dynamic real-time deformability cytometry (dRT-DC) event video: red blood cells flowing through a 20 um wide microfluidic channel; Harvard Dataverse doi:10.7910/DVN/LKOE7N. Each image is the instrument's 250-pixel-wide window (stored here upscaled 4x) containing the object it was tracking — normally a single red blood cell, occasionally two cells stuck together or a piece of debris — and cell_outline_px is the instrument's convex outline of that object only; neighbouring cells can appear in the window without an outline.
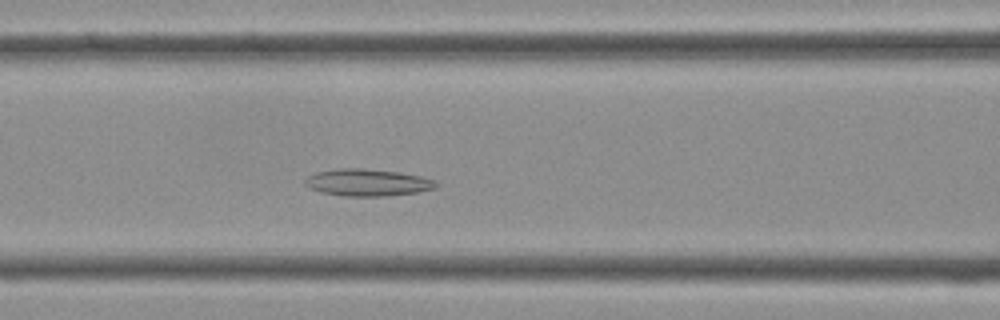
{"species": "Egyptian fruit bat (a non-hibernating species)", "species_latin": "Rousettus aegyptiacus", "temperature_condition": "cold", "stored_images_in_passage": 38, "camera_frame_rate_fps": 3000, "um_per_image_px": 0.085, "frame": {"image": 1, "passage_image": 14, "time_ms": 4.333, "image_size_px": [1000, 320], "cell_outline_px": [[440, 184], [436, 188], [416, 192], [384, 196], [344, 196], [320, 192], [308, 188], [304, 184], [304, 180], [308, 176], [316, 172], [336, 168], [364, 168], [396, 172], [420, 176], [436, 180]], "centroid_in_image_um": [31.21, 15.51], "position_along_channel_um": 135.4, "area_um2": 20.75}}
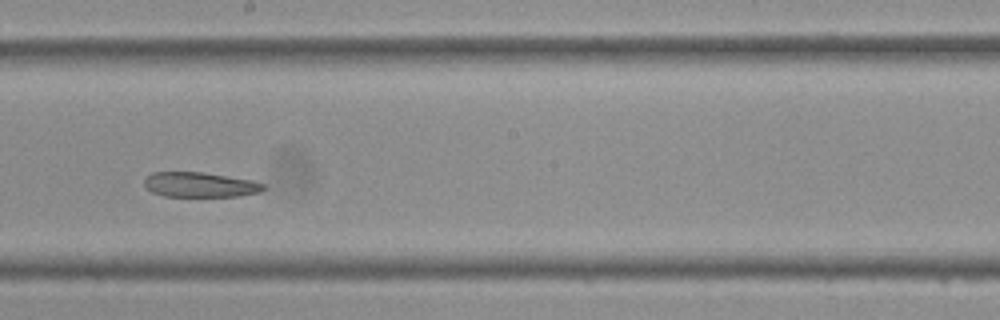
{"frame": {"image": 2, "passage_image": 20, "time_ms": 6.333, "image_size_px": [1000, 320], "cell_outline_px": [[264, 188], [260, 192], [240, 196], [164, 196], [152, 192], [144, 184], [144, 180], [152, 172], [204, 172], [252, 180], [264, 184]], "centroid_in_image_um": [17.0, 15.69], "position_along_channel_um": 231.2, "area_um2": 17.22}}
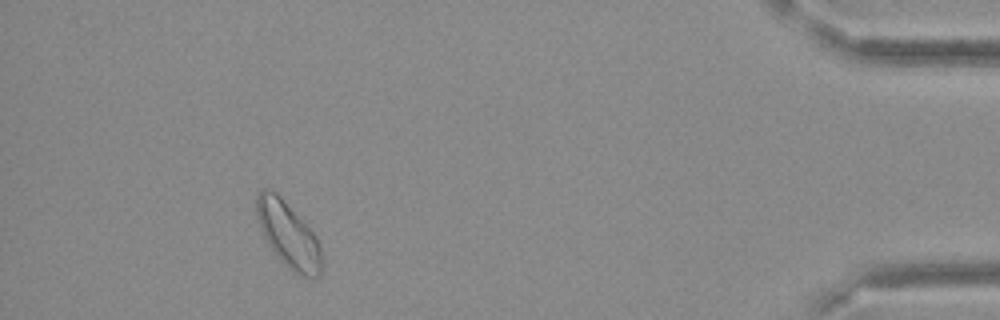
{"frame": {"image": 3, "passage_image": 35, "time_ms": 11.333, "image_size_px": [1000, 320], "cell_outline_px": [[320, 276], [304, 276], [288, 268], [268, 244], [260, 228], [256, 216], [256, 192], [260, 188], [272, 188], [280, 196], [316, 236], [320, 244]], "centroid_in_image_um": [24.45, 19.88], "position_along_channel_um": 410.8, "area_um2": 24.39}}